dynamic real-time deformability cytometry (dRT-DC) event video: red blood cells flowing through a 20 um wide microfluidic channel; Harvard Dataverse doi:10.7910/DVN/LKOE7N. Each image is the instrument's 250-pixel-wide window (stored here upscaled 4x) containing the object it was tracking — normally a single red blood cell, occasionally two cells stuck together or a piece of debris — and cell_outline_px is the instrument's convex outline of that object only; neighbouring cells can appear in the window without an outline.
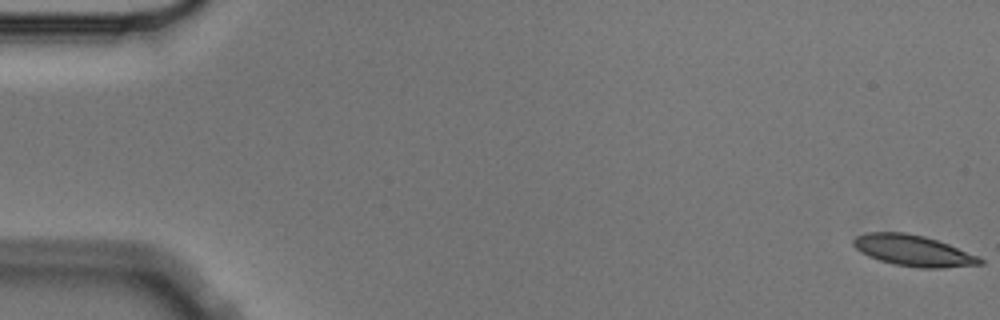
{"species": "Egyptian fruit bat (a non-hibernating species)", "species_latin": "Rousettus aegyptiacus", "temperature_condition": "cold", "stored_images_in_passage": 6, "camera_frame_rate_fps": 3000, "um_per_image_px": 0.085, "animal": {"sex": "male"}, "frame": {"image": 1, "passage_image": 1, "time_ms": 0.0, "image_size_px": [1000, 320], "cell_outline_px": [[984, 264], [940, 268], [920, 268], [892, 264], [868, 256], [856, 248], [852, 244], [852, 240], [856, 236], [864, 232], [904, 232], [924, 236], [948, 244], [980, 256], [984, 260]], "centroid_in_image_um": [77.63, 21.3], "position_along_channel_um": 7.4, "area_um2": 23.0}}
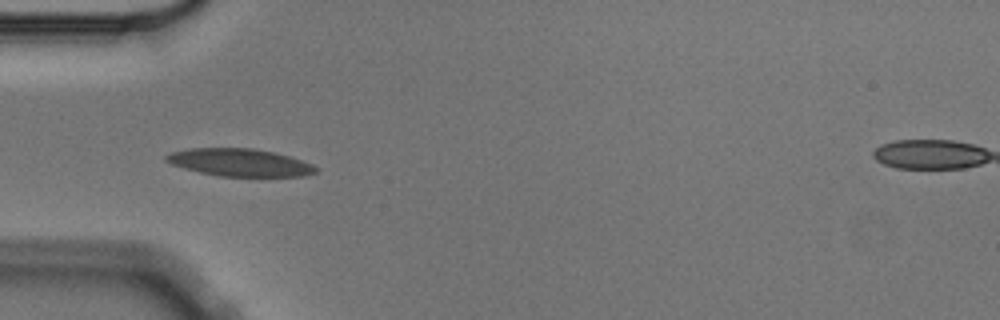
{"frame": {"image": 2, "passage_image": 5, "time_ms": 1.333, "image_size_px": [1000, 320], "cell_outline_px": [[320, 168], [316, 172], [304, 176], [220, 176], [200, 172], [184, 168], [172, 164], [164, 160], [164, 156], [172, 152], [188, 148], [252, 148], [272, 152], [288, 156], [312, 164]], "centroid_in_image_um": [20.37, 13.81], "position_along_channel_um": 64.6, "area_um2": 23.87}}
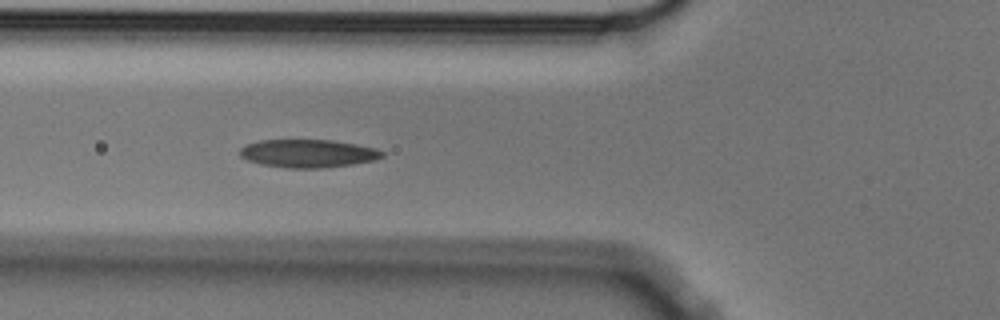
{"frame": {"image": 3, "passage_image": 6, "time_ms": 1.667, "image_size_px": [1000, 320], "cell_outline_px": [[384, 156], [376, 160], [352, 164], [324, 168], [288, 168], [260, 164], [248, 160], [240, 156], [240, 148], [244, 144], [260, 140], [332, 140], [356, 144], [376, 148], [384, 152]], "centroid_in_image_um": [26.18, 13.04], "position_along_channel_um": 99.6, "area_um2": 23.41}}